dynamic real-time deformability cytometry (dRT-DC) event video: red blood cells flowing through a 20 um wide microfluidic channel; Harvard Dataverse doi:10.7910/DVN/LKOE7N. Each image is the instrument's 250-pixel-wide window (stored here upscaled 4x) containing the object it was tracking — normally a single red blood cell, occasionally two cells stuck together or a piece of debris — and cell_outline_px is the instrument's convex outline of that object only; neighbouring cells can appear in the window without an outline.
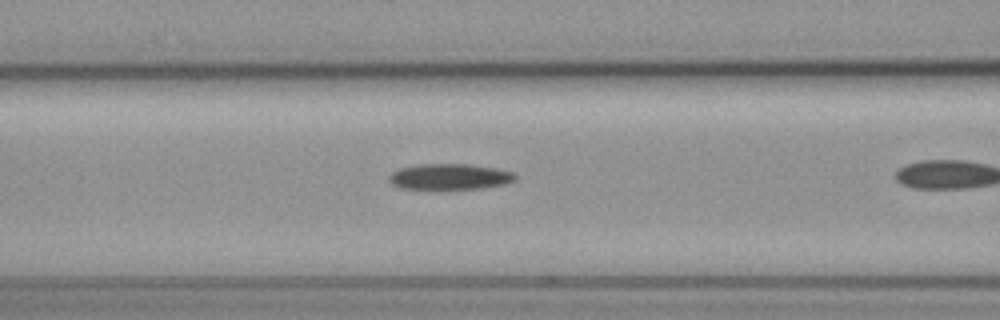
{"species": "common noctule bat (a hibernating species)", "species_latin": "Nyctalus noctula", "temperature_condition": "cold", "stored_images_in_passage": 22, "camera_frame_rate_fps": 3000, "um_per_image_px": 0.085, "animal": {"sex": "female", "body_mass_g": 19.3, "forearm_length_mm": 54.1}, "frame": {"image": 1, "passage_image": 21, "time_ms": 6.667, "image_size_px": [1000, 320], "cell_outline_px": [[516, 180], [508, 184], [480, 188], [400, 188], [392, 184], [388, 180], [388, 176], [392, 172], [400, 168], [416, 164], [468, 164], [496, 168], [512, 172], [516, 176]], "centroid_in_image_um": [38.23, 15.0], "position_along_channel_um": 128.4, "area_um2": 18.9}}